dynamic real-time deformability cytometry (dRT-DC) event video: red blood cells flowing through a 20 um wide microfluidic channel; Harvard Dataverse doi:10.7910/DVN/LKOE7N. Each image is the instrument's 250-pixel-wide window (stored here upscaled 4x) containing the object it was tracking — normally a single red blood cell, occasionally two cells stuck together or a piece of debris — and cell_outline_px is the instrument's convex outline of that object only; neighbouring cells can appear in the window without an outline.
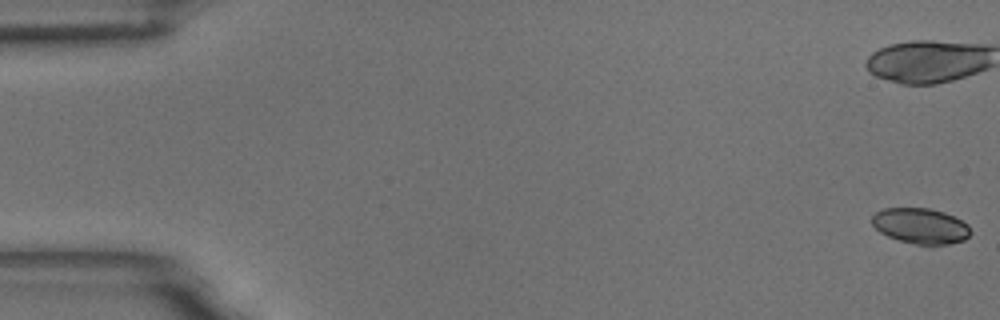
{"species": "common noctule bat (a hibernating species)", "species_latin": "Nyctalus noctula", "temperature_condition": "room temperature", "stored_images_in_passage": 25, "camera_frame_rate_fps": 3000, "um_per_image_px": 0.085, "animal": {"sex": "male", "body_mass_g": 18.8}, "frame": {"image": 1, "passage_image": 1, "time_ms": 0.0, "image_size_px": [1000, 320], "cell_outline_px": [[972, 232], [964, 240], [948, 244], [916, 244], [900, 240], [888, 236], [880, 232], [872, 224], [872, 216], [876, 212], [884, 208], [928, 208], [944, 212], [968, 224]], "centroid_in_image_um": [78.25, 19.19], "position_along_channel_um": 6.7, "area_um2": 20.23}}